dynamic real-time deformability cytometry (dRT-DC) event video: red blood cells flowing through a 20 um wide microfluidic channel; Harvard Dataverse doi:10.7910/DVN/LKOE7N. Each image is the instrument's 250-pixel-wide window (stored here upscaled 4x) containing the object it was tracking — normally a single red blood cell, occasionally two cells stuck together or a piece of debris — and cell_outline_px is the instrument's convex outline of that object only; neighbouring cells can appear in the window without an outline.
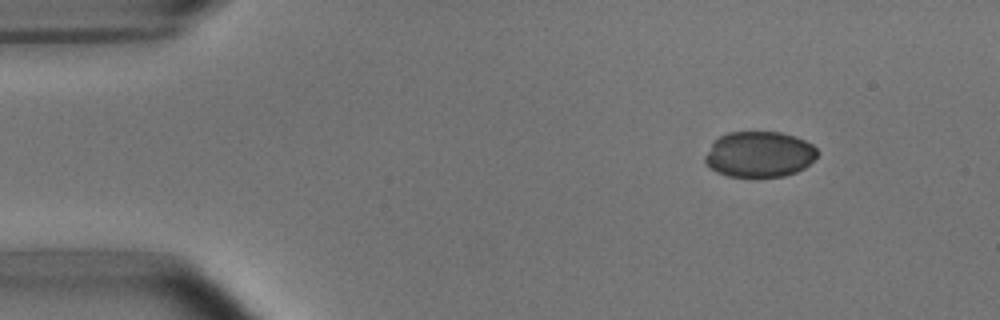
{"species": "common noctule bat (a hibernating species)", "species_latin": "Nyctalus noctula", "temperature_condition": "room temperature", "stored_images_in_passage": 2, "camera_frame_rate_fps": 3000, "um_per_image_px": 0.085, "animal": {"sex": "male", "body_mass_g": 15.6}, "frame": {"image": 1, "passage_image": 2, "time_ms": 2.333, "image_size_px": [1000, 320], "cell_outline_px": [[820, 152], [804, 168], [796, 172], [784, 176], [728, 176], [716, 172], [708, 168], [704, 160], [704, 156], [712, 144], [720, 136], [728, 132], [780, 132], [796, 136], [812, 144]], "centroid_in_image_um": [64.53, 13.11], "position_along_channel_um": 20.5, "area_um2": 29.94}}